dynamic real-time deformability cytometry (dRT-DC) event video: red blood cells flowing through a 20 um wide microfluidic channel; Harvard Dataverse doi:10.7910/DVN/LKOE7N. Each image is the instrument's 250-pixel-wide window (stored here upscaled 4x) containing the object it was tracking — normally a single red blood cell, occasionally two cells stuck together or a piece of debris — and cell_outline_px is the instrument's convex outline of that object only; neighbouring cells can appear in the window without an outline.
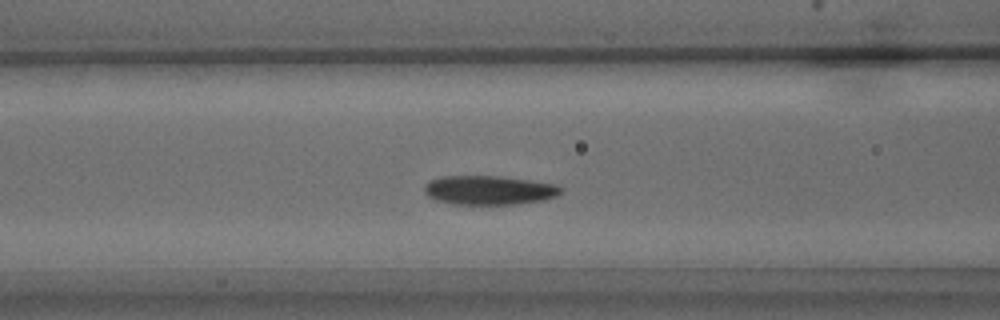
{"species": "common noctule bat (a hibernating species)", "species_latin": "Nyctalus noctula", "temperature_condition": "warm", "stored_images_in_passage": 38, "camera_frame_rate_fps": 3000, "um_per_image_px": 0.085, "animal": {"sex": "male", "body_mass_g": 15.6}, "frame": {"image": 1, "passage_image": 13, "time_ms": 4.0, "image_size_px": [1000, 320], "cell_outline_px": [[564, 188], [556, 196], [544, 200], [516, 204], [456, 204], [436, 200], [428, 196], [424, 192], [424, 184], [432, 180], [444, 176], [500, 176], [556, 184]], "centroid_in_image_um": [41.58, 16.16], "position_along_channel_um": 125.0, "area_um2": 23.06}}
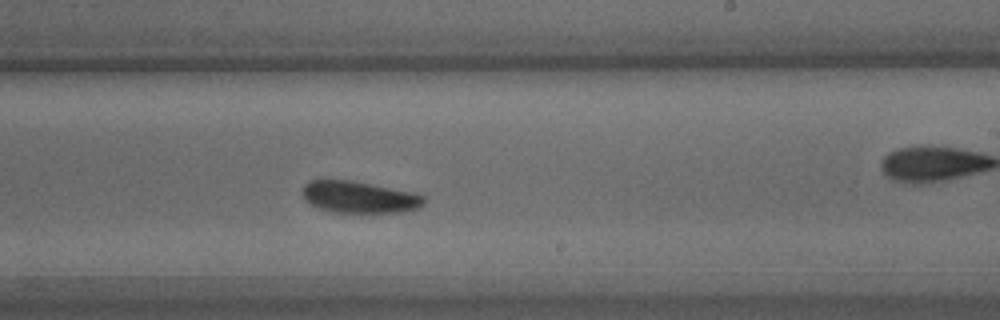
{"frame": {"image": 2, "passage_image": 21, "time_ms": 6.667, "image_size_px": [1000, 320], "cell_outline_px": [[424, 204], [420, 208], [404, 212], [336, 212], [316, 208], [304, 200], [304, 184], [308, 180], [348, 180], [416, 192], [424, 196]], "centroid_in_image_um": [30.56, 16.76], "position_along_channel_um": 258.4, "area_um2": 22.54}}
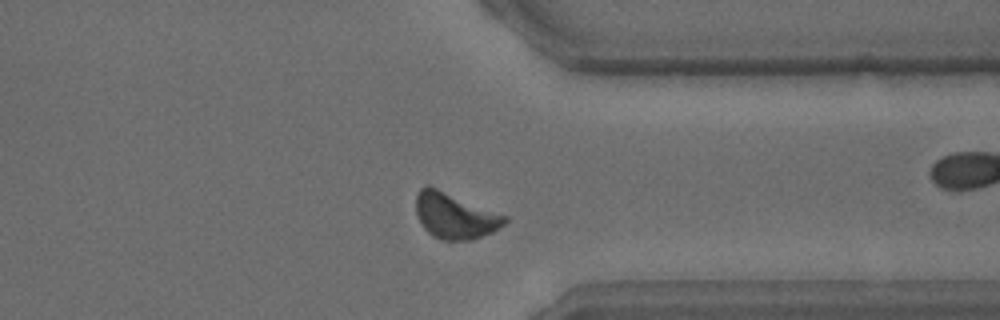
{"frame": {"image": 3, "passage_image": 28, "time_ms": 9.0, "image_size_px": [1000, 320], "cell_outline_px": [[508, 220], [504, 224], [492, 232], [472, 240], [444, 240], [432, 236], [424, 228], [416, 212], [416, 192], [420, 188], [428, 184], [508, 216]], "centroid_in_image_um": [38.66, 18.32], "position_along_channel_um": 372.7, "area_um2": 23.76}}